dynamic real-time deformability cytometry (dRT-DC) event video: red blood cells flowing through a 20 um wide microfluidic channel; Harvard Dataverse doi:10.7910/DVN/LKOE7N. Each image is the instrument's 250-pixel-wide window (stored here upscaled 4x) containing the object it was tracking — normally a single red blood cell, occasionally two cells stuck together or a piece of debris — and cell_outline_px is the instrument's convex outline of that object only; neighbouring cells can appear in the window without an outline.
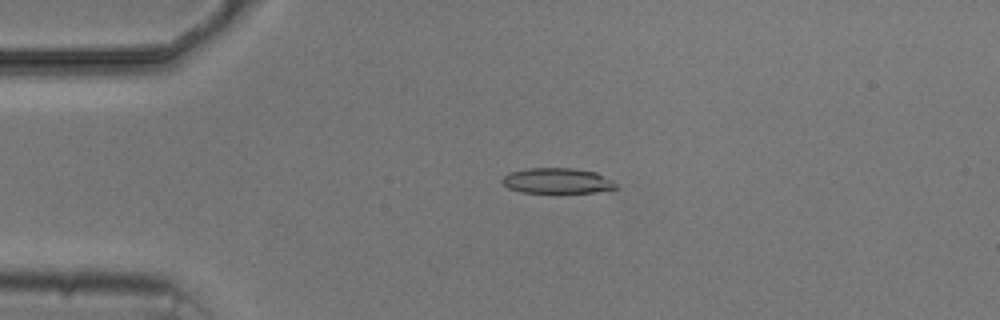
{"species": "common noctule bat (a hibernating species)", "species_latin": "Nyctalus noctula", "temperature_condition": "cold", "stored_images_in_passage": 3, "camera_frame_rate_fps": 3000, "um_per_image_px": 0.085, "animal": {"sex": "male", "body_mass_g": 20.5, "forearm_length_mm": 52.5}, "frame": {"image": 1, "passage_image": 2, "time_ms": 1.0, "image_size_px": [1000, 320], "cell_outline_px": [[620, 188], [596, 192], [520, 192], [508, 188], [500, 180], [508, 172], [528, 168], [572, 168], [596, 172], [612, 180]], "centroid_in_image_um": [47.36, 15.36], "position_along_channel_um": 37.6, "area_um2": 16.88}}